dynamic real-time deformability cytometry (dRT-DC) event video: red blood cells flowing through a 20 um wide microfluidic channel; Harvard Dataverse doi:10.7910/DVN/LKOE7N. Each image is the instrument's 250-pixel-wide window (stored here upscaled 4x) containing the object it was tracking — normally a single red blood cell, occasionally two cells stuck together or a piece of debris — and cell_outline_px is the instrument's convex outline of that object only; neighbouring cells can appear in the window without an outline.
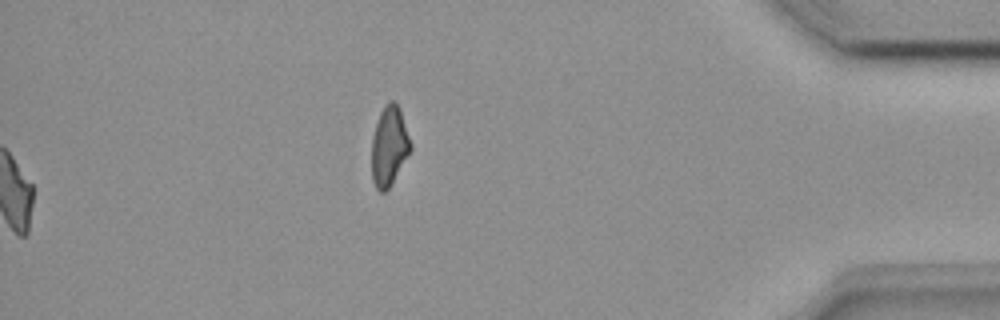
{"species": "common noctule bat (a hibernating species)", "species_latin": "Nyctalus noctula", "temperature_condition": "room temperature", "stored_images_in_passage": 37, "camera_frame_rate_fps": 3000, "um_per_image_px": 0.085, "animal": {"sex": "female", "body_mass_g": 18.4}, "frame": {"image": 1, "passage_image": 37, "time_ms": 12.0, "image_size_px": [1000, 320], "cell_outline_px": [[412, 152], [388, 188], [384, 192], [380, 192], [376, 188], [372, 180], [372, 136], [380, 112], [384, 104], [388, 100], [392, 100], [400, 108], [412, 144]], "centroid_in_image_um": [33.1, 12.4], "position_along_channel_um": 402.1, "area_um2": 18.26}}